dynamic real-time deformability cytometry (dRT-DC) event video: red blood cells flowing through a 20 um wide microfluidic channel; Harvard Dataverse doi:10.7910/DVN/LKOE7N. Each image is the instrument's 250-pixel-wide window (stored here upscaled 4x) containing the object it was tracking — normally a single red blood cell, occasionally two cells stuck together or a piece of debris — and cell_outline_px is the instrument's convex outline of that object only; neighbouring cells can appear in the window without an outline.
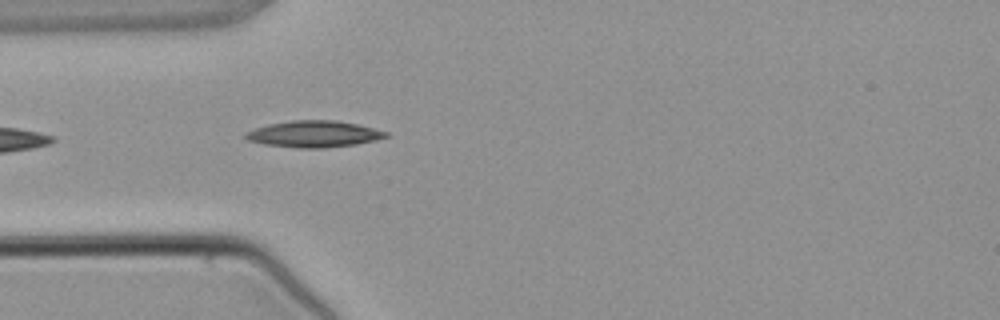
{"species": "common noctule bat (a hibernating species)", "species_latin": "Nyctalus noctula", "temperature_condition": "warm", "stored_images_in_passage": 3, "camera_frame_rate_fps": 3000, "um_per_image_px": 0.085, "animal": {"sex": "male", "body_mass_g": 21.5, "forearm_length_mm": 52.0}, "frame": {"image": 1, "passage_image": 3, "time_ms": 2.333, "image_size_px": [1000, 320], "cell_outline_px": [[388, 136], [376, 140], [356, 144], [324, 148], [296, 148], [264, 144], [248, 140], [244, 136], [244, 132], [268, 124], [292, 120], [336, 120], [356, 124], [388, 132]], "centroid_in_image_um": [26.66, 11.39], "position_along_channel_um": 58.3, "area_um2": 21.62}}